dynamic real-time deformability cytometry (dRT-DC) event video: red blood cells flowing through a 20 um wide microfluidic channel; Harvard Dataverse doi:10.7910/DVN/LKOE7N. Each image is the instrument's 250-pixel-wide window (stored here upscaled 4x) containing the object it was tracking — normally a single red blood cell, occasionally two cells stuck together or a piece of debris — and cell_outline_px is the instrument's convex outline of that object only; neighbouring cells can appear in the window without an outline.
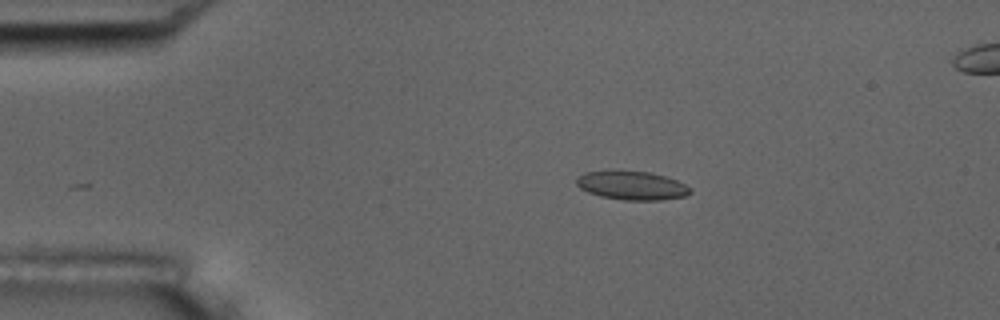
{"species": "common noctule bat (a hibernating species)", "species_latin": "Nyctalus noctula", "temperature_condition": "room temperature", "stored_images_in_passage": 50, "camera_frame_rate_fps": 3000, "um_per_image_px": 0.085, "animal": {"sex": "male", "body_mass_g": 17.5, "forearm_length_mm": 52.3}, "frame": {"image": 1, "passage_image": 3, "time_ms": 0.667, "image_size_px": [1000, 320], "cell_outline_px": [[692, 192], [684, 196], [660, 200], [624, 200], [600, 196], [588, 192], [580, 188], [576, 184], [576, 176], [584, 172], [608, 168], [616, 168], [652, 172], [676, 180], [684, 184]], "centroid_in_image_um": [53.61, 15.71], "position_along_channel_um": 31.4, "area_um2": 19.71}}
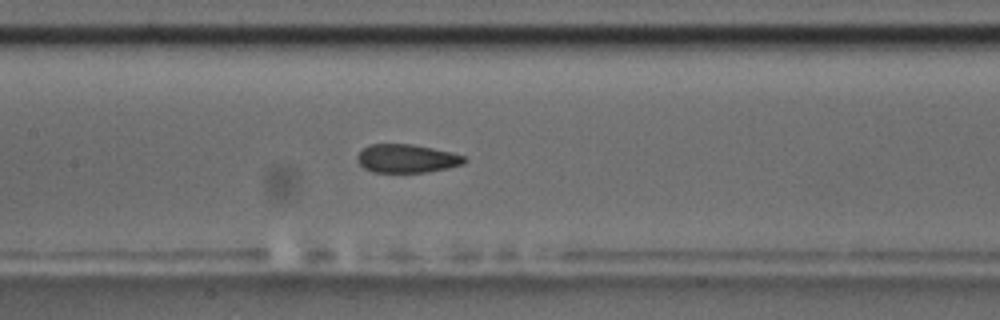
{"frame": {"image": 2, "passage_image": 19, "time_ms": 6.0, "image_size_px": [1000, 320], "cell_outline_px": [[468, 160], [464, 164], [448, 168], [428, 172], [372, 172], [364, 168], [356, 160], [356, 156], [364, 148], [372, 144], [412, 144], [452, 152], [464, 156]], "centroid_in_image_um": [34.6, 13.48], "position_along_channel_um": 172.8, "area_um2": 17.8}}
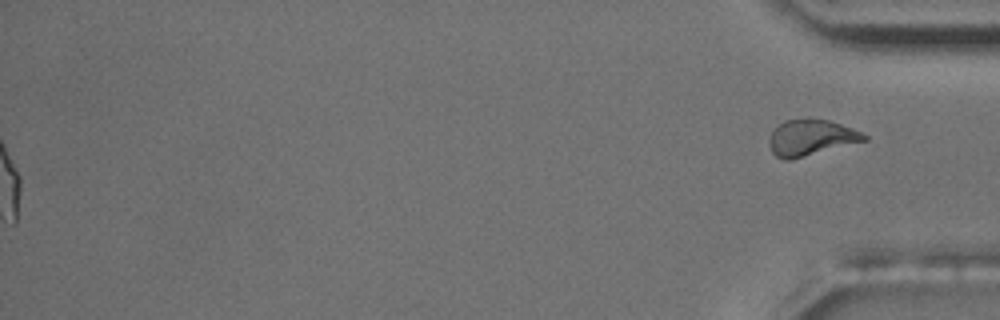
{"frame": {"image": 3, "passage_image": 50, "time_ms": 16.333, "image_size_px": [1000, 320], "cell_outline_px": [[868, 140], [788, 160], [784, 160], [776, 156], [772, 152], [768, 144], [768, 140], [772, 132], [784, 120], [828, 120], [852, 128], [868, 136]], "centroid_in_image_um": [68.92, 11.72], "position_along_channel_um": 366.3, "area_um2": 19.42}, "authors_computed_cell_mechanics": {"area_um2": 18.785, "velocity_mm_per_s": 3.5636, "shape_relaxation_time_tau1_ms": null, "shape_relaxation_time_tau2_ms": 1.7042, "deformation_change_tau1": null, "deformation_change_tau2": 0.0609}}